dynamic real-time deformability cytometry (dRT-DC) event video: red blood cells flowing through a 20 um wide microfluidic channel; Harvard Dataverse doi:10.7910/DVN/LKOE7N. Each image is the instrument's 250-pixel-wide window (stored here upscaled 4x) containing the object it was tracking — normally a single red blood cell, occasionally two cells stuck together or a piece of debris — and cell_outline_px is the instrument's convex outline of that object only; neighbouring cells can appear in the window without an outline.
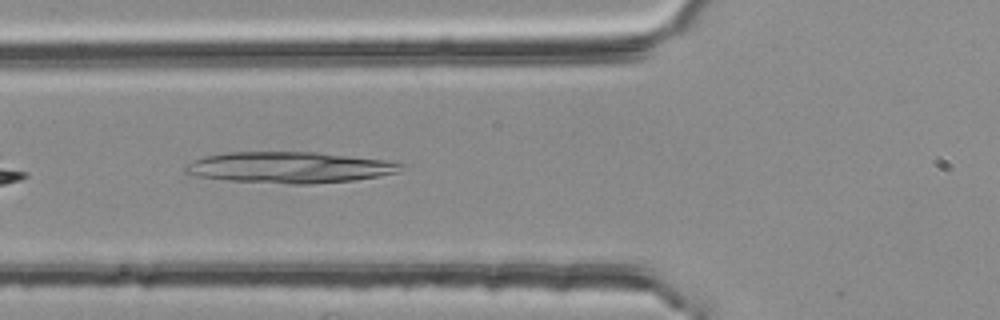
{"species": "common noctule bat (a hibernating species)", "species_latin": "Nyctalus noctula", "temperature_condition": "room temperature", "stored_images_in_passage": 38, "camera_frame_rate_fps": 3000, "um_per_image_px": 0.085, "animal": {"sex": "female", "body_mass_g": 25.1}, "frame": {"image": 1, "passage_image": 5, "time_ms": 1.333, "image_size_px": [1000, 320], "cell_outline_px": [[404, 164], [396, 172], [356, 180], [308, 184], [288, 184], [224, 180], [200, 176], [184, 172], [184, 168], [192, 160], [204, 156], [228, 152], [316, 152], [384, 160]], "centroid_in_image_um": [24.55, 14.23], "position_along_channel_um": 101.3, "area_um2": 38.84}}
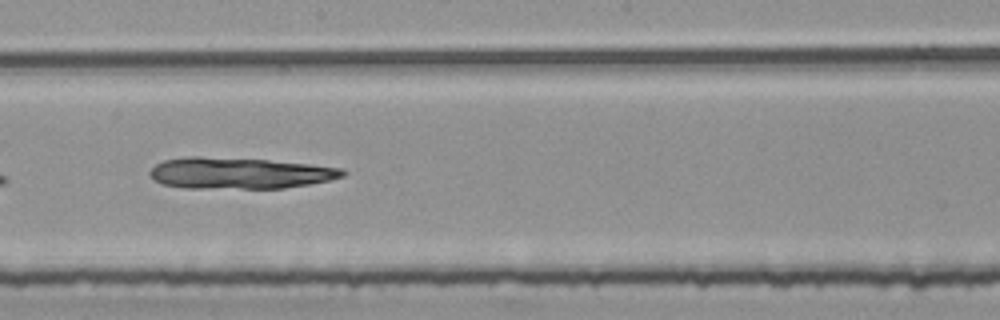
{"frame": {"image": 2, "passage_image": 15, "time_ms": 4.667, "image_size_px": [1000, 320], "cell_outline_px": [[348, 172], [344, 176], [328, 180], [308, 184], [284, 188], [184, 188], [164, 184], [152, 180], [148, 172], [156, 164], [164, 160], [184, 156], [200, 156], [268, 160], [308, 164], [340, 168]], "centroid_in_image_um": [20.29, 14.71], "position_along_channel_um": 227.9, "area_um2": 35.14}}
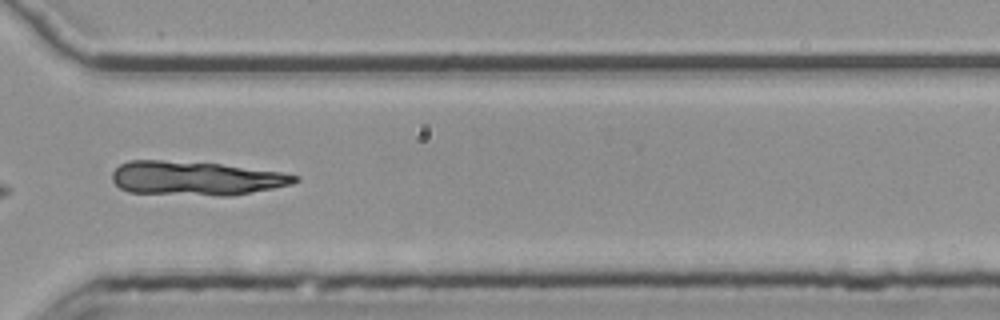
{"frame": {"image": 3, "passage_image": 25, "time_ms": 8.0, "image_size_px": [1000, 320], "cell_outline_px": [[300, 180], [292, 184], [232, 196], [220, 196], [128, 192], [120, 188], [112, 180], [112, 172], [120, 164], [128, 160], [164, 160], [220, 164], [280, 172], [300, 176]], "centroid_in_image_um": [16.63, 15.15], "position_along_channel_um": 354.0, "area_um2": 36.24}}